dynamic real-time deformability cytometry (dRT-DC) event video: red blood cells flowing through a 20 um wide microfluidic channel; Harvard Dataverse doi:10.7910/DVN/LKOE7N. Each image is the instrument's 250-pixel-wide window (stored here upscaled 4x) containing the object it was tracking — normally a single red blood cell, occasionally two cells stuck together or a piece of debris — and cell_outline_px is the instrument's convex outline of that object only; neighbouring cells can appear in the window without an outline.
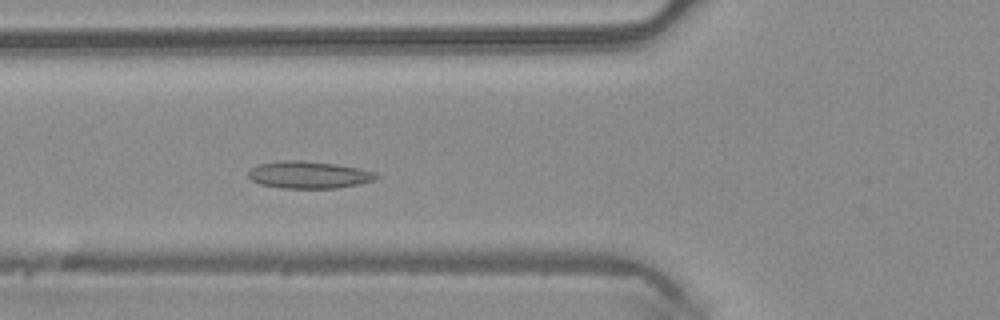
{"species": "common noctule bat (a hibernating species)", "species_latin": "Nyctalus noctula", "temperature_condition": "warm", "stored_images_in_passage": 43, "camera_frame_rate_fps": 3000, "um_per_image_px": 0.085, "animal": {"sex": "male", "body_mass_g": 20.4}, "frame": {"image": 1, "passage_image": 12, "time_ms": 3.667, "image_size_px": [1000, 320], "cell_outline_px": [[380, 176], [376, 180], [336, 188], [284, 188], [260, 184], [252, 180], [248, 176], [248, 172], [252, 168], [260, 164], [280, 160], [304, 160], [336, 164], [360, 168], [376, 172]], "centroid_in_image_um": [26.28, 14.85], "position_along_channel_um": 99.5, "area_um2": 20.29}}
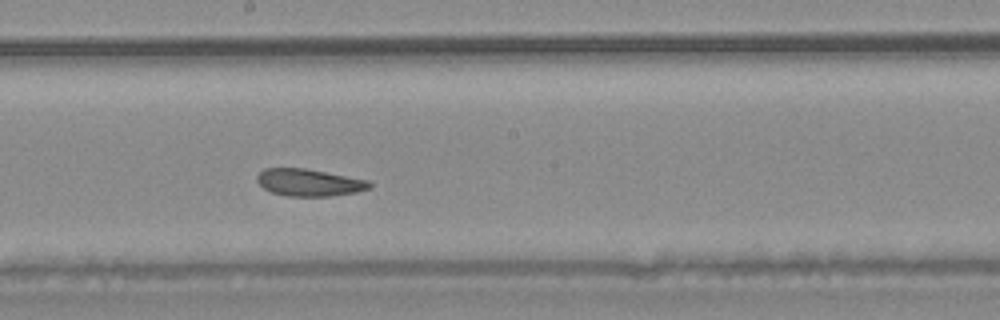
{"frame": {"image": 2, "passage_image": 21, "time_ms": 6.667, "image_size_px": [1000, 320], "cell_outline_px": [[372, 188], [356, 192], [332, 196], [288, 196], [272, 192], [264, 188], [256, 180], [256, 176], [264, 168], [304, 168], [368, 180], [372, 184]], "centroid_in_image_um": [26.28, 15.51], "position_along_channel_um": 221.9, "area_um2": 17.74}}
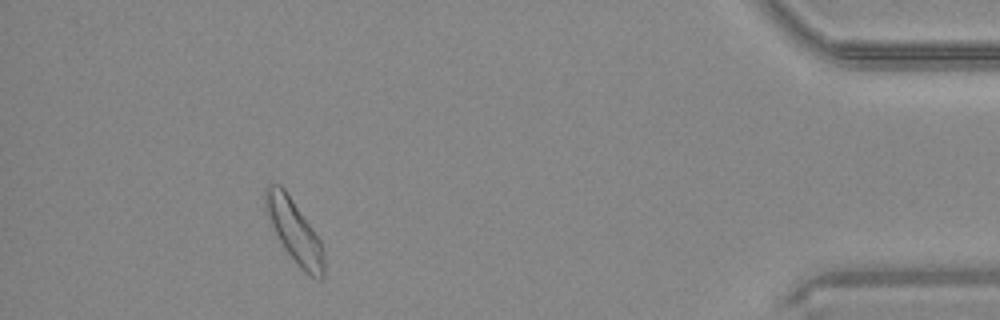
{"frame": {"image": 3, "passage_image": 39, "time_ms": 12.667, "image_size_px": [1000, 320], "cell_outline_px": [[324, 276], [320, 280], [304, 272], [300, 268], [284, 248], [264, 208], [264, 188], [268, 184], [280, 184], [284, 188], [312, 228], [320, 240], [324, 248]], "centroid_in_image_um": [25.02, 19.64], "position_along_channel_um": 410.2, "area_um2": 21.15}, "authors_computed_cell_mechanics": {"area_um2": 19.5364, "velocity_mm_per_s": 4.0695, "shape_relaxation_time_tau1_ms": 6.3065, "shape_relaxation_time_tau2_ms": 2.0237, "deformation_change_tau1": 0.124, "deformation_change_tau2": 0.0776}}